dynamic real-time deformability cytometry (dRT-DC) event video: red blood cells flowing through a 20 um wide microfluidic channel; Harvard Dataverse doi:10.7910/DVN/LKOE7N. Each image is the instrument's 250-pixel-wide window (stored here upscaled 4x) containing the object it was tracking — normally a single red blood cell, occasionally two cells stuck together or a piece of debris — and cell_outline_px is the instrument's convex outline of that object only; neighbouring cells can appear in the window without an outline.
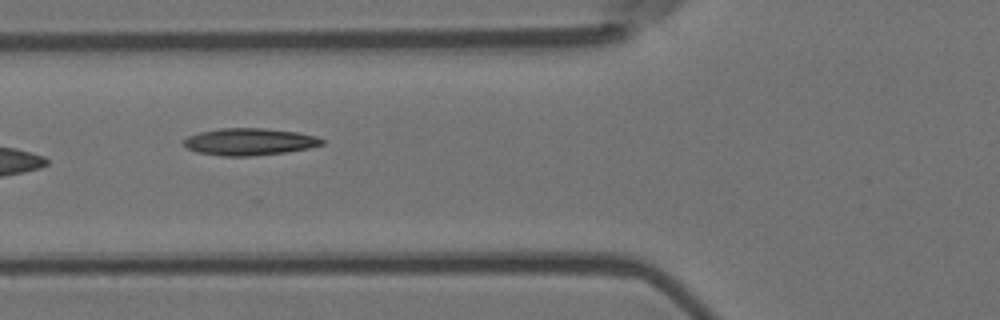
{"species": "Egyptian fruit bat (a non-hibernating species)", "species_latin": "Rousettus aegyptiacus", "temperature_condition": "room temperature", "stored_images_in_passage": 8, "camera_frame_rate_fps": 3000, "um_per_image_px": 0.085, "animal": {"sex": "female"}, "frame": {"image": 1, "passage_image": 7, "time_ms": 2.0, "image_size_px": [1000, 320], "cell_outline_px": [[324, 144], [308, 148], [284, 152], [248, 156], [224, 156], [196, 152], [188, 148], [184, 144], [184, 140], [188, 136], [200, 132], [220, 128], [264, 128], [296, 132], [316, 136], [324, 140]], "centroid_in_image_um": [21.2, 12.04], "position_along_channel_um": 104.6, "area_um2": 21.56}}
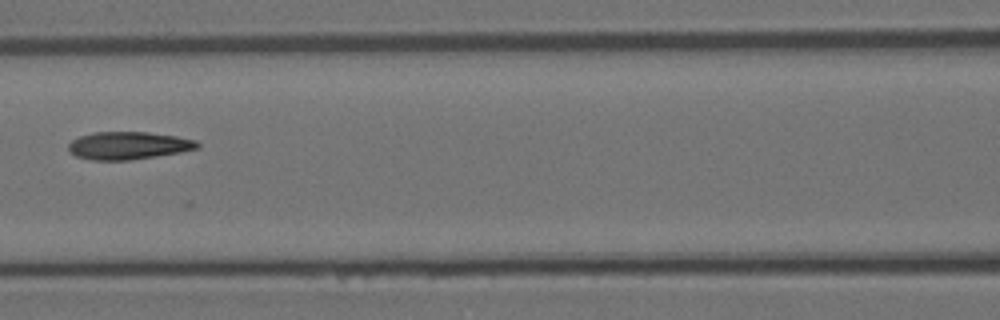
{"frame": {"image": 2, "passage_image": 8, "time_ms": 2.333, "image_size_px": [1000, 320], "cell_outline_px": [[200, 148], [180, 152], [156, 156], [128, 160], [92, 160], [76, 156], [68, 148], [68, 144], [72, 140], [80, 136], [92, 132], [148, 132], [176, 136], [196, 140], [200, 144]], "centroid_in_image_um": [10.93, 12.36], "position_along_channel_um": 155.7, "area_um2": 20.75}}